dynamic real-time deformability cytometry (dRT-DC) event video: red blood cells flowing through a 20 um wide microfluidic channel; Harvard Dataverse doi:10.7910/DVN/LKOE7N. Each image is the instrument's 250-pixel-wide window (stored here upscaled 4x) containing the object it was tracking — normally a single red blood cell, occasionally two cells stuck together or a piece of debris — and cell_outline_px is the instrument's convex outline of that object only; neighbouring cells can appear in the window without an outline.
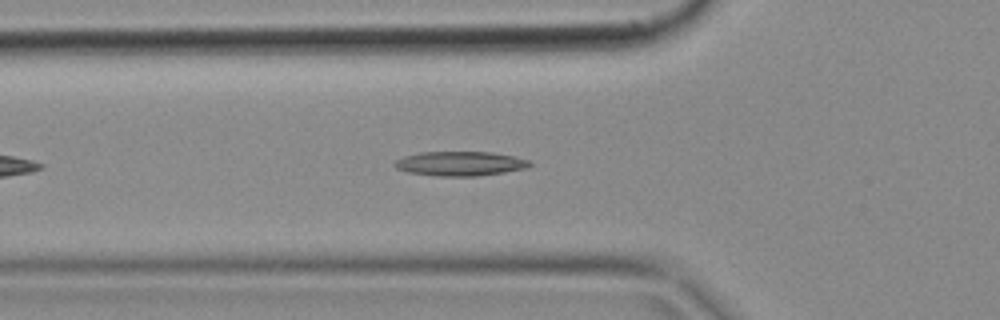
{"species": "common noctule bat (a hibernating species)", "species_latin": "Nyctalus noctula", "temperature_condition": "cold", "stored_images_in_passage": 41, "camera_frame_rate_fps": 3000, "um_per_image_px": 0.085, "animal": {"sex": "female", "body_mass_g": 18.4}, "frame": {"image": 1, "passage_image": 7, "time_ms": 2.0, "image_size_px": [1000, 320], "cell_outline_px": [[532, 164], [528, 168], [504, 172], [476, 176], [436, 176], [408, 172], [396, 168], [392, 164], [396, 160], [404, 156], [420, 152], [492, 152], [516, 156], [528, 160]], "centroid_in_image_um": [39.12, 13.9], "position_along_channel_um": 86.7, "area_um2": 19.31}}
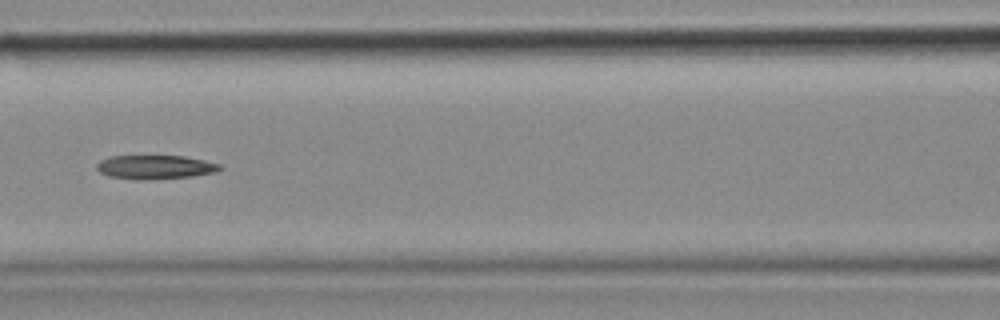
{"frame": {"image": 2, "passage_image": 12, "time_ms": 3.667, "image_size_px": [1000, 320], "cell_outline_px": [[220, 168], [216, 172], [192, 176], [148, 180], [136, 180], [108, 176], [100, 172], [96, 168], [96, 164], [100, 160], [108, 156], [184, 156], [204, 160], [220, 164]], "centroid_in_image_um": [13.14, 14.2], "position_along_channel_um": 153.5, "area_um2": 17.22}}